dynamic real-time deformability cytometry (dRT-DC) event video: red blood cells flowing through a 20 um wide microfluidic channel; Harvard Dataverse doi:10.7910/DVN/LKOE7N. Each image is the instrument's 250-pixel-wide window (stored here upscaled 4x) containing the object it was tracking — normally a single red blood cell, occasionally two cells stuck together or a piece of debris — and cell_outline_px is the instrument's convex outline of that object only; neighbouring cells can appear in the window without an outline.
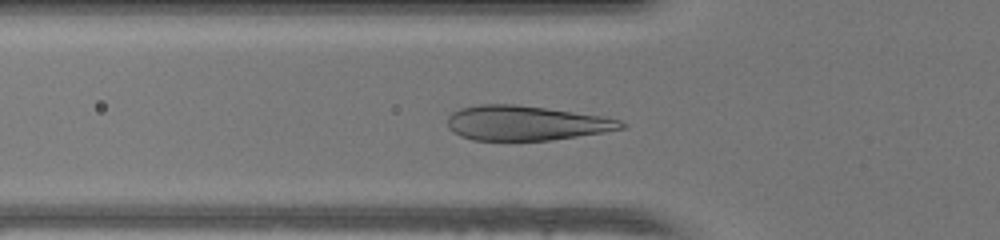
{"species": "human", "species_latin": "Homo sapiens", "temperature_condition": "warm", "stored_images_in_passage": 34, "camera_frame_rate_fps": 3000, "um_per_image_px": 0.085, "donor": {"sex": "female"}, "frame": {"image": 1, "passage_image": 2, "time_ms": 0.333, "image_size_px": [1000, 240], "cell_outline_px": [[628, 124], [624, 128], [604, 132], [548, 140], [472, 140], [460, 136], [448, 128], [448, 116], [452, 112], [460, 108], [480, 104], [516, 104], [600, 116], [620, 120]], "centroid_in_image_um": [44.67, 10.46], "position_along_channel_um": 81.1, "area_um2": 34.85}}
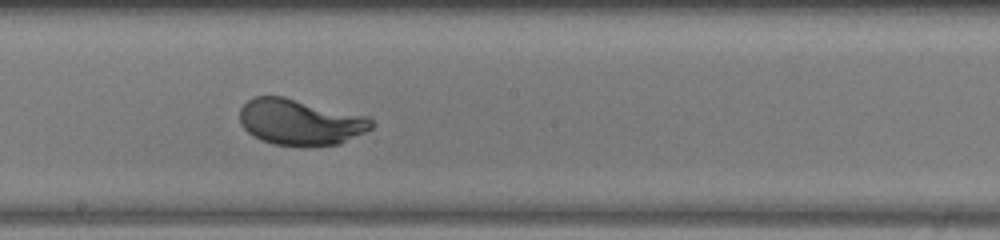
{"frame": {"image": 2, "passage_image": 12, "time_ms": 3.667, "image_size_px": [1000, 240], "cell_outline_px": [[376, 124], [372, 128], [340, 144], [308, 148], [272, 144], [260, 140], [252, 136], [240, 124], [240, 108], [248, 100], [256, 96], [284, 96], [368, 116]], "centroid_in_image_um": [25.52, 10.4], "position_along_channel_um": 222.7, "area_um2": 36.01}}
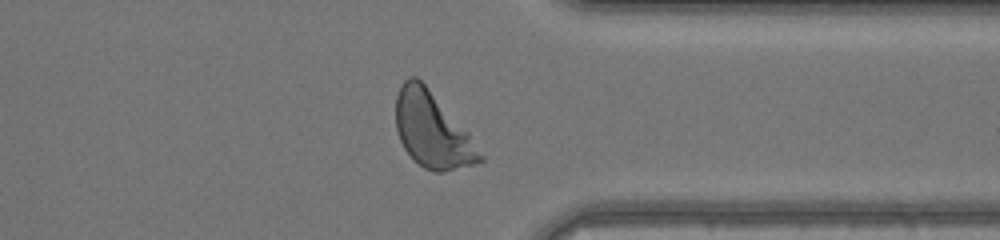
{"frame": {"image": 3, "passage_image": 23, "time_ms": 7.333, "image_size_px": [1000, 240], "cell_outline_px": [[484, 160], [472, 164], [440, 172], [432, 172], [424, 168], [412, 160], [404, 148], [400, 140], [396, 128], [396, 96], [400, 84], [408, 76], [416, 76], [424, 84], [468, 132], [484, 156]], "centroid_in_image_um": [36.71, 11.06], "position_along_channel_um": 374.7, "area_um2": 36.59}, "authors_computed_cell_mechanics": {"area_um2": 35.836, "velocity_mm_per_s": 4.2488, "shape_relaxation_time_tau1_ms": 1.7242, "shape_relaxation_time_tau2_ms": null, "deformation_change_tau1": 0.1629, "deformation_change_tau2": null}}